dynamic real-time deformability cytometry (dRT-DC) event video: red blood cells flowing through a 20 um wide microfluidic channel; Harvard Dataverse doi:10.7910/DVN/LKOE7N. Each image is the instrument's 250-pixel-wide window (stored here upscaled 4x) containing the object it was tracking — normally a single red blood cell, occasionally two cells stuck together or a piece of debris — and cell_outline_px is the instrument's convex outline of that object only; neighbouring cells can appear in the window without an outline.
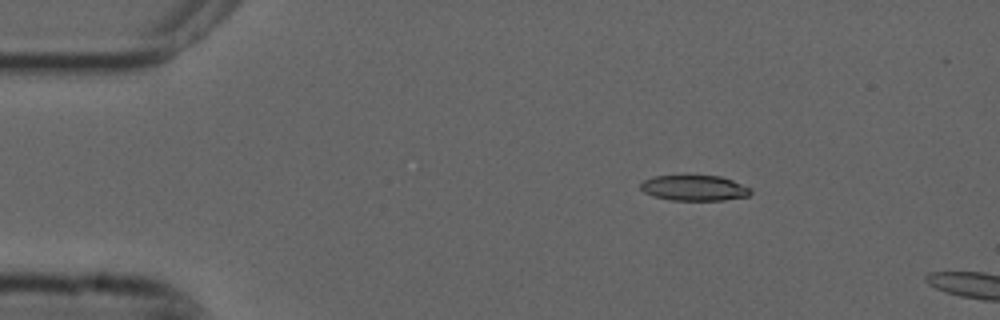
{"species": "common noctule bat (a hibernating species)", "species_latin": "Nyctalus noctula", "temperature_condition": "cold", "stored_images_in_passage": 4, "camera_frame_rate_fps": 3000, "um_per_image_px": 0.085, "animal": {"sex": "male", "forearm_length_mm": 52.5}, "frame": {"image": 1, "passage_image": 2, "time_ms": 0.333, "image_size_px": [1000, 320], "cell_outline_px": [[752, 192], [748, 196], [724, 200], [672, 200], [652, 196], [644, 192], [640, 188], [640, 184], [644, 180], [652, 176], [720, 176], [732, 180], [752, 188]], "centroid_in_image_um": [59.02, 15.98], "position_along_channel_um": 26.0, "area_um2": 16.36}}